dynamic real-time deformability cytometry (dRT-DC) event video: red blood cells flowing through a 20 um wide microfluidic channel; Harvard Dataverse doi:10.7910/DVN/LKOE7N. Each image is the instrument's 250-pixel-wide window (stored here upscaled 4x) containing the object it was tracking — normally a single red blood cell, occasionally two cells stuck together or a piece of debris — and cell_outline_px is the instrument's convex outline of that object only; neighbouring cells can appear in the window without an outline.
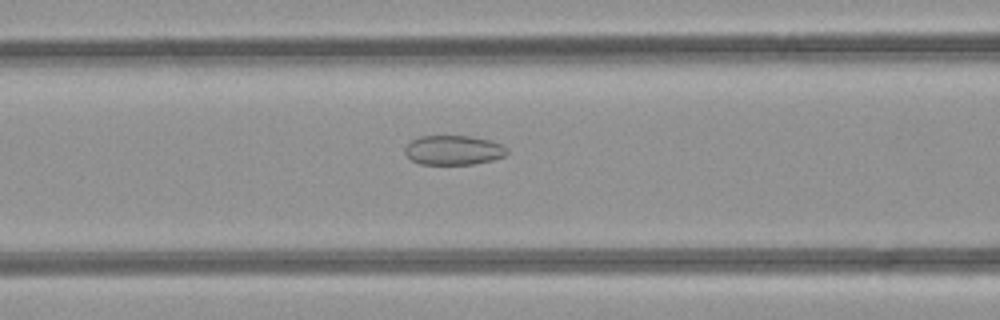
{"species": "common noctule bat (a hibernating species)", "species_latin": "Nyctalus noctula", "temperature_condition": "room temperature", "stored_images_in_passage": 13, "camera_frame_rate_fps": 3000, "um_per_image_px": 0.085, "animal": {"sex": "female", "body_mass_g": 21.9}, "frame": {"image": 1, "passage_image": 6, "time_ms": 1.667, "image_size_px": [1000, 320], "cell_outline_px": [[508, 152], [504, 156], [492, 160], [472, 164], [420, 164], [412, 160], [404, 152], [404, 148], [412, 140], [420, 136], [468, 136], [492, 140], [508, 148]], "centroid_in_image_um": [38.56, 12.76], "position_along_channel_um": 128.0, "area_um2": 17.51}}
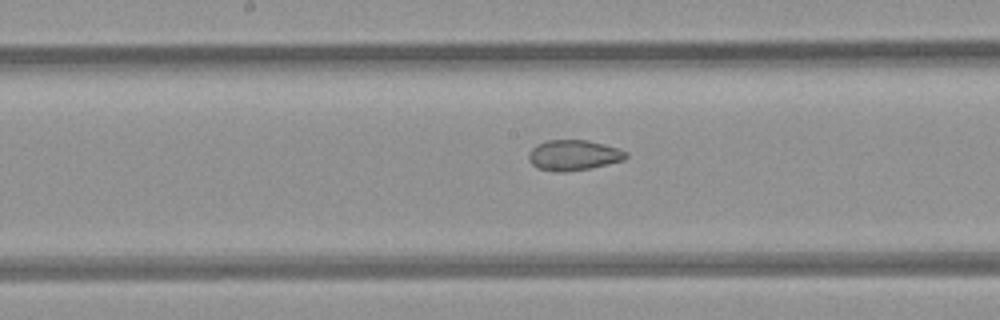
{"frame": {"image": 2, "passage_image": 11, "time_ms": 3.333, "image_size_px": [1000, 320], "cell_outline_px": [[628, 156], [624, 160], [592, 168], [564, 172], [552, 172], [536, 168], [528, 160], [528, 156], [532, 148], [536, 144], [548, 140], [588, 140], [616, 148], [628, 152]], "centroid_in_image_um": [48.73, 13.2], "position_along_channel_um": 199.5, "area_um2": 17.4}}